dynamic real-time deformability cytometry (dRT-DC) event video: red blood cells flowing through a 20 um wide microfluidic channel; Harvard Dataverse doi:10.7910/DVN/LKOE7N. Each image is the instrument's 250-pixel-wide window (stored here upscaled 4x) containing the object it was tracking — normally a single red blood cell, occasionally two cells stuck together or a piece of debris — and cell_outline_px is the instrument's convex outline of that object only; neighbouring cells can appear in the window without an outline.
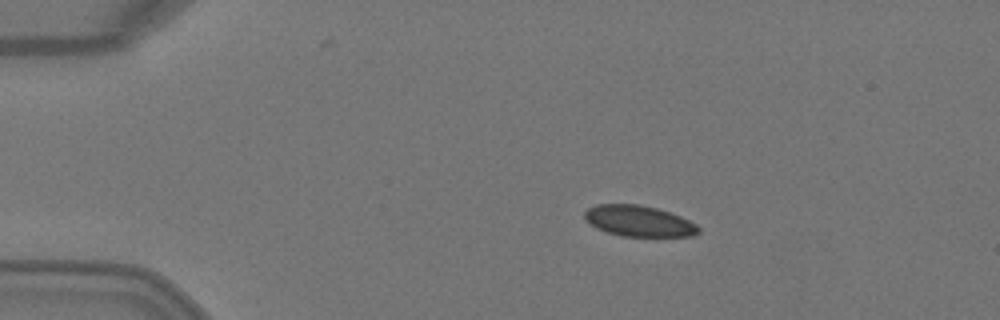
{"species": "Egyptian fruit bat (a non-hibernating species)", "species_latin": "Rousettus aegyptiacus", "temperature_condition": "warm", "stored_images_in_passage": 3, "camera_frame_rate_fps": 3000, "um_per_image_px": 0.085, "animal": {"sex": "female"}, "frame": {"image": 1, "passage_image": 2, "time_ms": 0.333, "image_size_px": [1000, 320], "cell_outline_px": [[700, 232], [692, 236], [620, 236], [596, 228], [584, 220], [584, 212], [588, 208], [596, 204], [640, 204], [656, 208], [680, 216], [696, 224], [700, 228]], "centroid_in_image_um": [54.27, 18.78], "position_along_channel_um": 30.7, "area_um2": 20.58}}